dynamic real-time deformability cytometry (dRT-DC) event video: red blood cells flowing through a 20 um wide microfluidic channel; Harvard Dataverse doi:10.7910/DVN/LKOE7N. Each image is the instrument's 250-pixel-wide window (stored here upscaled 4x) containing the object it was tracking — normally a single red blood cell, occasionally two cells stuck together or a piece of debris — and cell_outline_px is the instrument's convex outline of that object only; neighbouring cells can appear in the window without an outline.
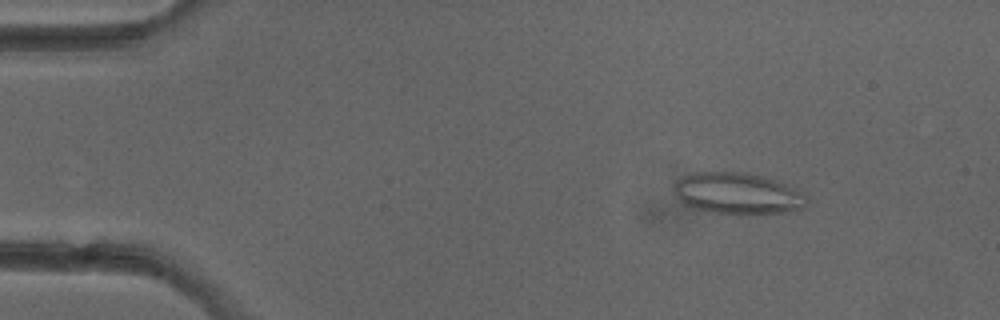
{"species": "common noctule bat (a hibernating species)", "species_latin": "Nyctalus noctula", "temperature_condition": "cold", "stored_images_in_passage": 5, "camera_frame_rate_fps": 3000, "um_per_image_px": 0.085, "animal": {"sex": "female"}, "frame": {"image": 1, "passage_image": 2, "time_ms": 1.667, "image_size_px": [1000, 320], "cell_outline_px": [[808, 200], [804, 208], [796, 212], [748, 216], [736, 216], [712, 212], [692, 208], [684, 204], [676, 196], [672, 188], [676, 180], [684, 176], [700, 172], [744, 172], [764, 176], [800, 188], [804, 192]], "centroid_in_image_um": [62.79, 16.49], "position_along_channel_um": 22.2, "area_um2": 33.41}}